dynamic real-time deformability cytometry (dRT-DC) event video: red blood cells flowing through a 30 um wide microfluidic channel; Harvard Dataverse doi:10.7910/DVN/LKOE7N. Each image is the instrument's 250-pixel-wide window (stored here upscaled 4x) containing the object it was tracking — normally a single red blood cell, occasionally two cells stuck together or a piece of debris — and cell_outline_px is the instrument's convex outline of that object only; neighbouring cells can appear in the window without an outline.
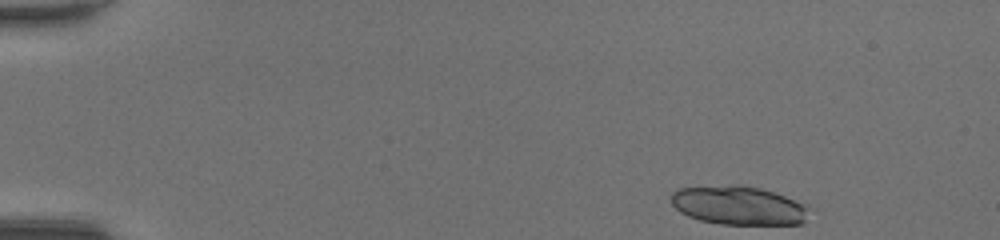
{"species": "common noctule bat (a hibernating species)", "species_latin": "Nyctalus noctula", "temperature_condition": "room temperature", "stored_images_in_passage": 10, "camera_frame_rate_fps": 3000, "um_per_image_px": 0.085, "animal": {"sex": "female", "body_mass_g": 20.0, "forearm_length_mm": 54.0}, "frame": {"image": 1, "passage_image": 1, "time_ms": 0.0, "image_size_px": [1000, 240], "cell_outline_px": [[808, 208], [804, 224], [720, 224], [700, 220], [688, 216], [680, 212], [672, 204], [668, 196], [676, 188], [728, 184], [744, 184], [760, 188], [808, 204]], "centroid_in_image_um": [62.73, 17.44], "position_along_channel_um": 22.3, "area_um2": 31.62}}